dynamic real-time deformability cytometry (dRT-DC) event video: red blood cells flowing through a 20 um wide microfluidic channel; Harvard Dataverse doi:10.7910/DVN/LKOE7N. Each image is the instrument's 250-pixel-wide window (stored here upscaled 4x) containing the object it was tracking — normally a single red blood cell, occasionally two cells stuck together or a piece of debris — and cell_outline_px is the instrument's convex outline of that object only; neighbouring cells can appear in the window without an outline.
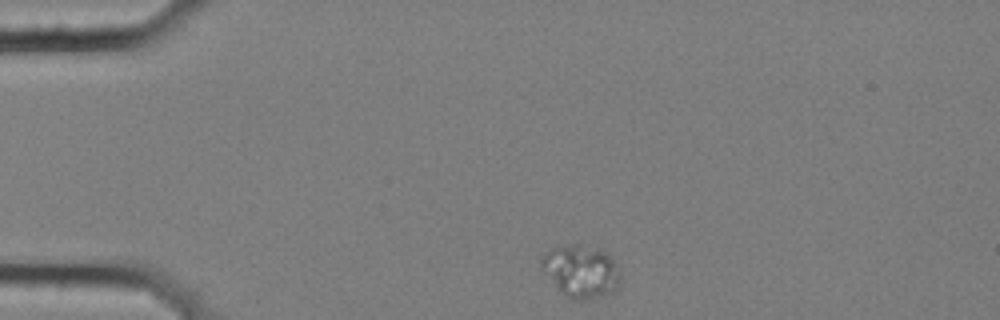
{"species": "common noctule bat (a hibernating species)", "species_latin": "Nyctalus noctula", "temperature_condition": "cold", "stored_images_in_passage": 9, "camera_frame_rate_fps": 3000, "um_per_image_px": 0.085, "animal": {"sex": "female", "body_mass_g": 25.1}, "frame": {"image": 1, "passage_image": 1, "time_ms": 0.0, "image_size_px": [1000, 320], "cell_outline_px": [[620, 284], [612, 292], [584, 300], [580, 300], [568, 296], [540, 268], [540, 260], [548, 252], [556, 248], [568, 244], [580, 244], [600, 248], [616, 264], [620, 272]], "centroid_in_image_um": [49.42, 23.02], "position_along_channel_um": 35.6, "area_um2": 23.47}}
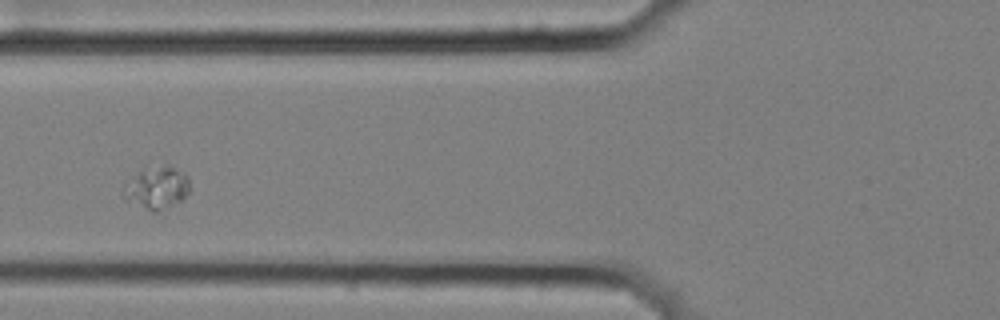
{"frame": {"image": 2, "passage_image": 4, "time_ms": 1.0, "image_size_px": [1000, 320], "cell_outline_px": [[188, 192], [180, 200], [160, 212], [152, 212], [124, 200], [120, 192], [124, 184], [144, 164], [164, 164], [184, 172], [188, 176]], "centroid_in_image_um": [13.23, 15.92], "position_along_channel_um": 112.6, "area_um2": 17.11}}
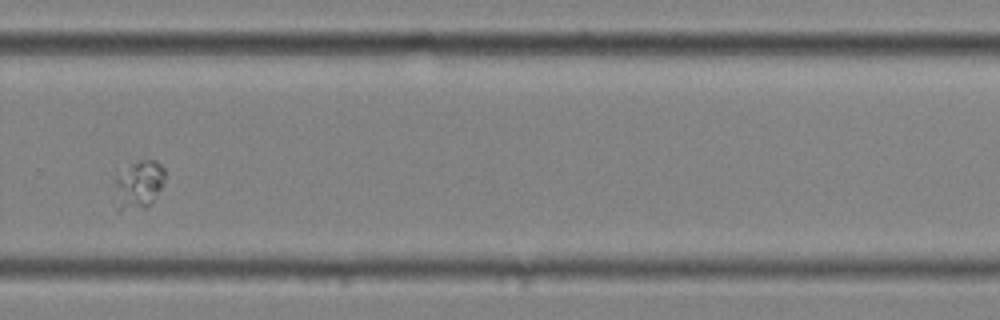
{"frame": {"image": 3, "passage_image": 9, "time_ms": 2.667, "image_size_px": [1000, 320], "cell_outline_px": [[164, 180], [152, 204], [144, 208], [120, 212], [116, 212], [112, 204], [112, 200], [116, 176], [132, 164], [140, 160], [156, 160], [164, 168]], "centroid_in_image_um": [11.71, 15.79], "position_along_channel_um": 318.1, "area_um2": 14.68}}